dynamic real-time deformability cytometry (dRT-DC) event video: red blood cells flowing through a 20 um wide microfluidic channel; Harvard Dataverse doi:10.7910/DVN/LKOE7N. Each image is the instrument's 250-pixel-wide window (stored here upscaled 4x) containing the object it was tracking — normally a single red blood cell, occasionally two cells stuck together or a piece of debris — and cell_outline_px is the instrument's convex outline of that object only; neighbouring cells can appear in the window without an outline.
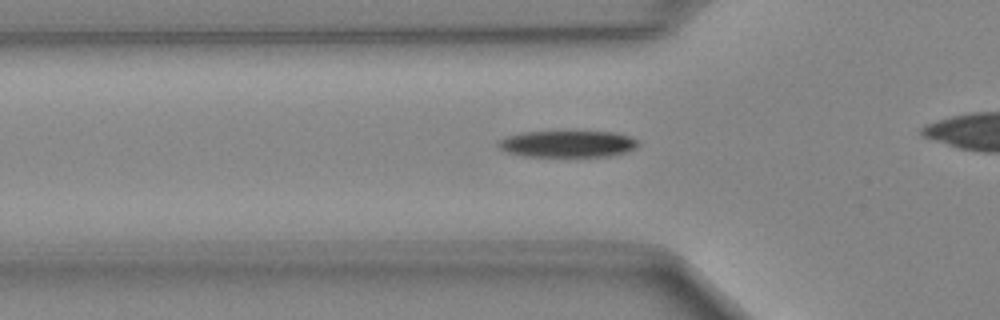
{"species": "Egyptian fruit bat (a non-hibernating species)", "species_latin": "Rousettus aegyptiacus", "temperature_condition": "cold", "stored_images_in_passage": 34, "camera_frame_rate_fps": 3000, "um_per_image_px": 0.085, "animal": {"sex": "female"}, "frame": {"image": 1, "passage_image": 10, "time_ms": 3.0, "image_size_px": [1000, 320], "cell_outline_px": [[640, 144], [636, 148], [628, 152], [608, 156], [524, 156], [508, 152], [500, 148], [496, 144], [500, 140], [508, 136], [524, 132], [576, 128], [616, 132], [640, 140]], "centroid_in_image_um": [48.33, 12.17], "position_along_channel_um": 77.5, "area_um2": 22.95}}
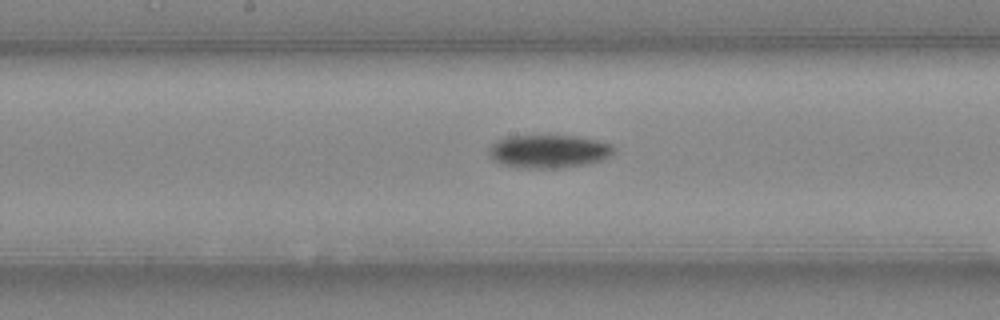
{"frame": {"image": 2, "passage_image": 19, "time_ms": 6.0, "image_size_px": [1000, 320], "cell_outline_px": [[616, 152], [600, 160], [584, 164], [552, 168], [524, 168], [504, 164], [492, 160], [488, 152], [492, 144], [496, 140], [508, 136], [576, 136], [596, 140], [612, 144], [616, 148]], "centroid_in_image_um": [46.64, 12.85], "position_along_channel_um": 201.6, "area_um2": 23.93}}
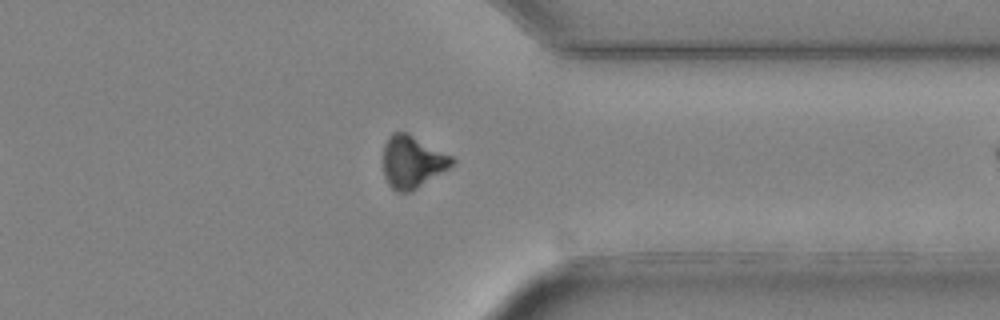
{"frame": {"image": 3, "passage_image": 32, "time_ms": 10.333, "image_size_px": [1000, 320], "cell_outline_px": [[456, 160], [448, 168], [416, 188], [408, 192], [396, 192], [388, 184], [384, 176], [384, 144], [388, 136], [392, 132], [408, 132], [452, 156]], "centroid_in_image_um": [35.02, 13.73], "position_along_channel_um": 376.4, "area_um2": 20.81}}